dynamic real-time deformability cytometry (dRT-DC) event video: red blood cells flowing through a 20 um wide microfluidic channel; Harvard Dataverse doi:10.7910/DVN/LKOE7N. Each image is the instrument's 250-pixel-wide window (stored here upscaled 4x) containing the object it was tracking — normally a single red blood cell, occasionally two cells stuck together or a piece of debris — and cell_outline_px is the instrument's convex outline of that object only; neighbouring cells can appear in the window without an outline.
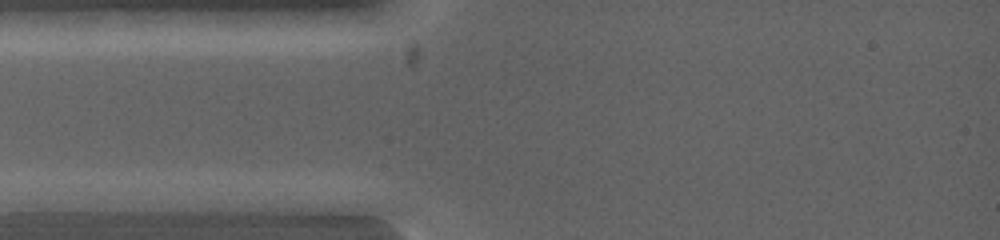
{"species": "common noctule bat (a hibernating species)", "species_latin": "Nyctalus noctula", "temperature_condition": "warm", "stored_images_in_passage": 4, "camera_frame_rate_fps": 5000, "um_per_image_px": 0.085, "animal": {"sex": "female", "body_mass_g": 19.0, "forearm_length_mm": 53.3}, "frame": {"image": 1, "passage_image": 2, "time_ms": 0.2, "image_size_px": [1000, 240], "cell_outline_px": [[116, 200], [96, 212], [20, 212], [12, 200], [64, 192], [88, 192]], "centroid_in_image_um": [5.41, 17.24], "position_along_channel_um": 79.6, "area_um2": 11.5}}